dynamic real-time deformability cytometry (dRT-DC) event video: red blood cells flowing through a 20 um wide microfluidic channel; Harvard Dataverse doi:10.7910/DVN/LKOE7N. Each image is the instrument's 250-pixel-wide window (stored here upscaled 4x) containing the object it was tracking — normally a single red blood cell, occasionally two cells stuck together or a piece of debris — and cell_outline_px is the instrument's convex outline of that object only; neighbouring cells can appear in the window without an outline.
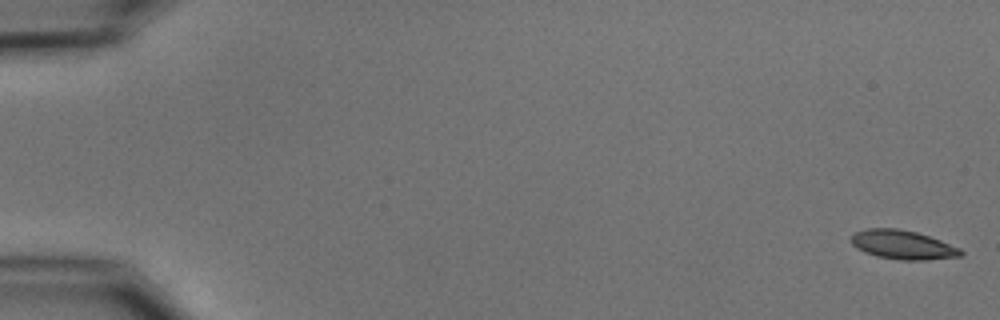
{"species": "common noctule bat (a hibernating species)", "species_latin": "Nyctalus noctula", "temperature_condition": "cold", "stored_images_in_passage": 7, "camera_frame_rate_fps": 3000, "um_per_image_px": 0.085, "animal": {"sex": "male", "body_mass_g": 15.6}, "frame": {"image": 1, "passage_image": 1, "time_ms": 0.0, "image_size_px": [1000, 320], "cell_outline_px": [[964, 252], [960, 256], [928, 260], [900, 260], [876, 256], [864, 252], [856, 248], [852, 244], [852, 236], [856, 232], [868, 228], [900, 228], [916, 232], [940, 240], [960, 248]], "centroid_in_image_um": [76.73, 20.81], "position_along_channel_um": 8.3, "area_um2": 18.5}}
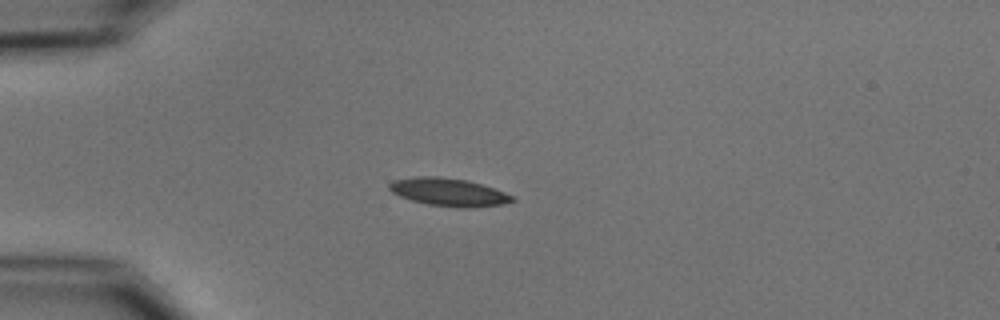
{"frame": {"image": 2, "passage_image": 5, "time_ms": 4.667, "image_size_px": [1000, 320], "cell_outline_px": [[516, 200], [500, 204], [464, 208], [460, 208], [428, 204], [412, 200], [400, 196], [392, 192], [388, 188], [388, 184], [392, 180], [416, 176], [440, 176], [468, 180], [504, 192], [512, 196]], "centroid_in_image_um": [38.07, 16.31], "position_along_channel_um": 46.9, "area_um2": 19.83}}